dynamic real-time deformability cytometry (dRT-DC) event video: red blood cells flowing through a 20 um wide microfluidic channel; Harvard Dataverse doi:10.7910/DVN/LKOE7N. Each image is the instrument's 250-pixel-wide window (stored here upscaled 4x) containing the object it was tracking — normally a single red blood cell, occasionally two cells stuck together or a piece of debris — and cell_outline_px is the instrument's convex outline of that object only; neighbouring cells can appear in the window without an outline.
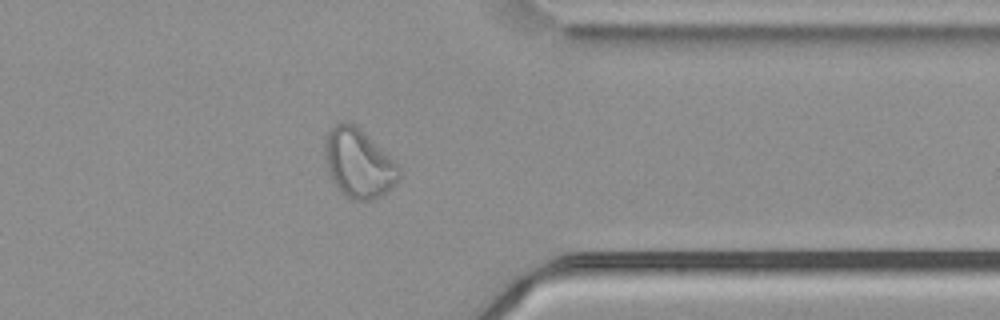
{"species": "common noctule bat (a hibernating species)", "species_latin": "Nyctalus noctula", "temperature_condition": "cold", "stored_images_in_passage": 43, "camera_frame_rate_fps": 3000, "um_per_image_px": 0.085, "animal": {"sex": "male", "body_mass_g": 21.5, "forearm_length_mm": 52.0}, "frame": {"image": 1, "passage_image": 37, "time_ms": 12.0, "image_size_px": [1000, 320], "cell_outline_px": [[400, 176], [388, 192], [376, 200], [352, 200], [344, 196], [336, 188], [332, 180], [324, 160], [324, 136], [336, 124], [344, 120], [348, 120], [360, 128], [400, 164]], "centroid_in_image_um": [30.48, 13.88], "position_along_channel_um": 380.9, "area_um2": 30.58}, "authors_computed_cell_mechanics": {"area_um2": 28.6688, "velocity_mm_per_s": 3.7153, "shape_relaxation_time_tau1_ms": null, "shape_relaxation_time_tau2_ms": 1.3412, "deformation_change_tau1": null, "deformation_change_tau2": 0.0793}}